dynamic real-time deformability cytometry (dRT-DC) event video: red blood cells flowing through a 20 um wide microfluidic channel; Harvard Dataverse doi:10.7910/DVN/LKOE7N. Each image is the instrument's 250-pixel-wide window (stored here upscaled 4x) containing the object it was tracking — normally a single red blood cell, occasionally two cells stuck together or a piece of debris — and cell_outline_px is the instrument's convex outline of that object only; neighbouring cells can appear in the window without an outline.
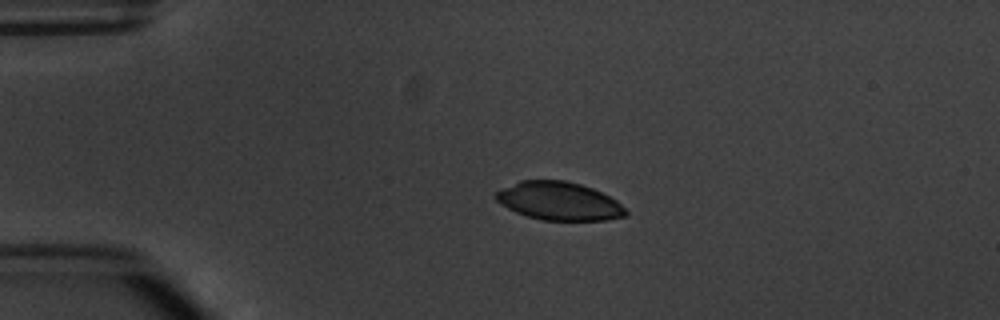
{"species": "common noctule bat (a hibernating species)", "species_latin": "Nyctalus noctula", "temperature_condition": "warm", "stored_images_in_passage": 3, "camera_frame_rate_fps": 3000, "um_per_image_px": 0.085, "animal": {"sex": "male", "body_mass_g": 20.1, "forearm_length_mm": 53.5}, "frame": {"image": 1, "passage_image": 2, "time_ms": 1.0, "image_size_px": [1000, 320], "cell_outline_px": [[628, 216], [604, 220], [540, 220], [516, 212], [500, 204], [492, 196], [496, 192], [520, 180], [564, 180], [580, 184], [592, 188], [616, 200], [628, 212]], "centroid_in_image_um": [47.51, 17.09], "position_along_channel_um": 37.5, "area_um2": 28.84}}